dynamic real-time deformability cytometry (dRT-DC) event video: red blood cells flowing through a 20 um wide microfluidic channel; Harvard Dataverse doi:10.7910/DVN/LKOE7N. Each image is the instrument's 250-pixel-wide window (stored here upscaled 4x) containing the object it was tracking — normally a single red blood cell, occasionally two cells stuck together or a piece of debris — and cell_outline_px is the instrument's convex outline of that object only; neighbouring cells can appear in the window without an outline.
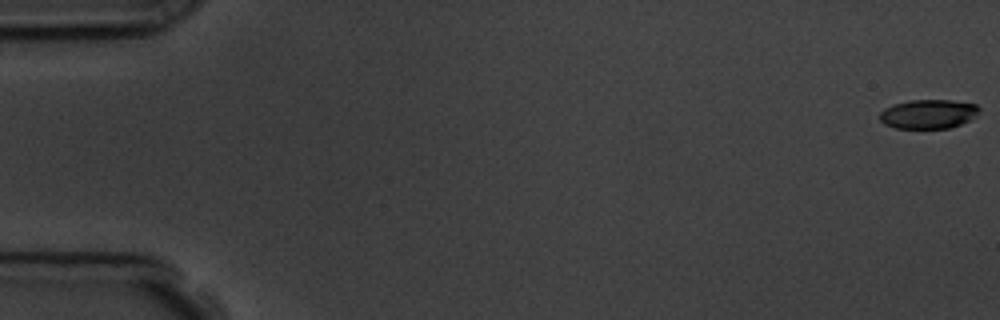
{"species": "common noctule bat (a hibernating species)", "species_latin": "Nyctalus noctula", "temperature_condition": "room temperature", "stored_images_in_passage": 57, "camera_frame_rate_fps": 3000, "um_per_image_px": 0.085, "animal": {"sex": "male", "body_mass_g": 19.5, "forearm_length_mm": 54.6}, "frame": {"image": 1, "passage_image": 1, "time_ms": 0.0, "image_size_px": [1000, 320], "cell_outline_px": [[980, 108], [968, 120], [960, 124], [948, 128], [896, 128], [884, 124], [880, 120], [880, 112], [884, 108], [892, 104], [912, 100], [952, 100], [976, 104]], "centroid_in_image_um": [78.85, 9.68], "position_along_channel_um": 6.1, "area_um2": 16.7}}
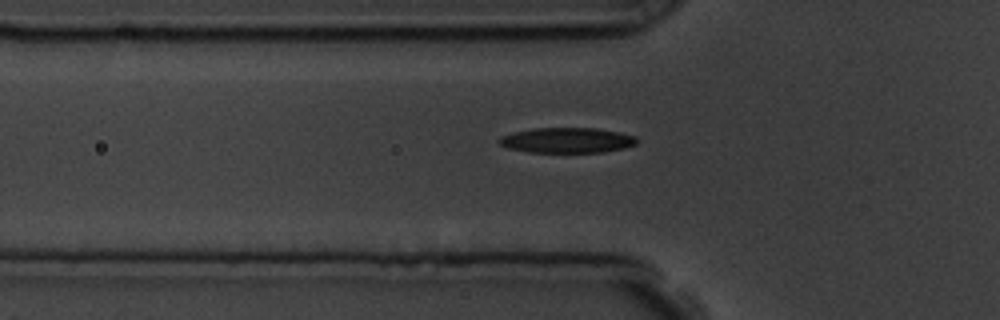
{"frame": {"image": 2, "passage_image": 20, "time_ms": 6.333, "image_size_px": [1000, 320], "cell_outline_px": [[640, 140], [636, 144], [624, 148], [604, 152], [528, 152], [508, 148], [500, 144], [496, 140], [500, 136], [532, 128], [596, 128], [620, 132], [636, 136]], "centroid_in_image_um": [48.22, 11.92], "position_along_channel_um": 77.6, "area_um2": 20.4}}
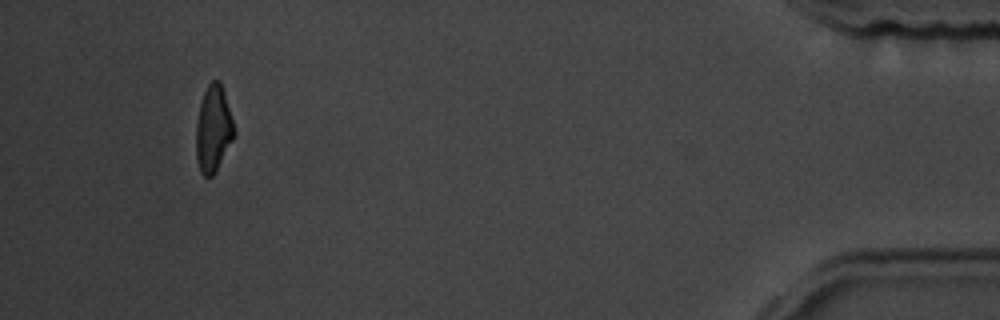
{"frame": {"image": 3, "passage_image": 54, "time_ms": 17.667, "image_size_px": [1000, 320], "cell_outline_px": [[236, 132], [216, 172], [212, 176], [204, 176], [200, 172], [196, 156], [196, 124], [200, 104], [204, 92], [208, 84], [212, 80], [220, 80], [224, 92]], "centroid_in_image_um": [18.13, 10.96], "position_along_channel_um": 417.1, "area_um2": 19.07}, "authors_computed_cell_mechanics": {"area_um2": 19.941, "velocity_mm_per_s": 3.6125, "shape_relaxation_time_tau1_ms": 3.0966, "shape_relaxation_time_tau2_ms": 3.1725, "deformation_change_tau1": 0.1571, "deformation_change_tau2": 0.1081}}